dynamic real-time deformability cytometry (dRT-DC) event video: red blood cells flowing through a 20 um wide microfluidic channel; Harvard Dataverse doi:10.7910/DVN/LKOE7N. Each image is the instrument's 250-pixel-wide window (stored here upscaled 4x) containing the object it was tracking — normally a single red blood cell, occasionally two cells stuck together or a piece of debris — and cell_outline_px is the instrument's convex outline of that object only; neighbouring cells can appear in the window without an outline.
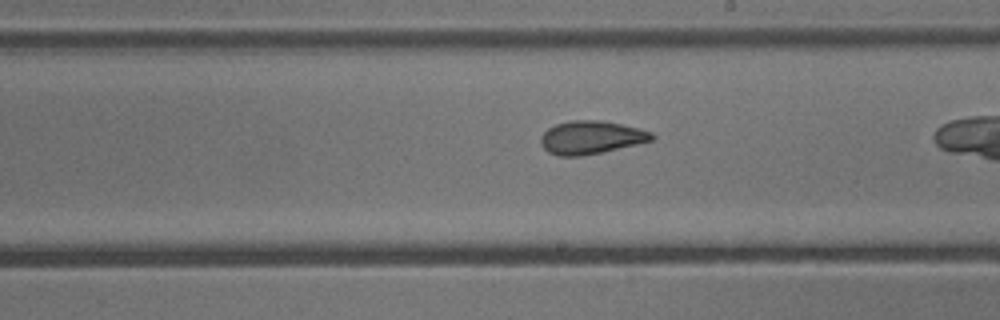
{"species": "common noctule bat (a hibernating species)", "species_latin": "Nyctalus noctula", "temperature_condition": "cold", "stored_images_in_passage": 39, "camera_frame_rate_fps": 3000, "um_per_image_px": 0.085, "animal": {"sex": "male", "body_mass_g": 13.3}, "frame": {"image": 1, "passage_image": 28, "time_ms": 9.0, "image_size_px": [1000, 320], "cell_outline_px": [[656, 136], [652, 140], [636, 144], [600, 152], [580, 156], [560, 156], [548, 152], [540, 144], [540, 136], [548, 128], [556, 124], [568, 120], [600, 120], [640, 128], [652, 132]], "centroid_in_image_um": [50.21, 11.67], "position_along_channel_um": 238.8, "area_um2": 21.39}}